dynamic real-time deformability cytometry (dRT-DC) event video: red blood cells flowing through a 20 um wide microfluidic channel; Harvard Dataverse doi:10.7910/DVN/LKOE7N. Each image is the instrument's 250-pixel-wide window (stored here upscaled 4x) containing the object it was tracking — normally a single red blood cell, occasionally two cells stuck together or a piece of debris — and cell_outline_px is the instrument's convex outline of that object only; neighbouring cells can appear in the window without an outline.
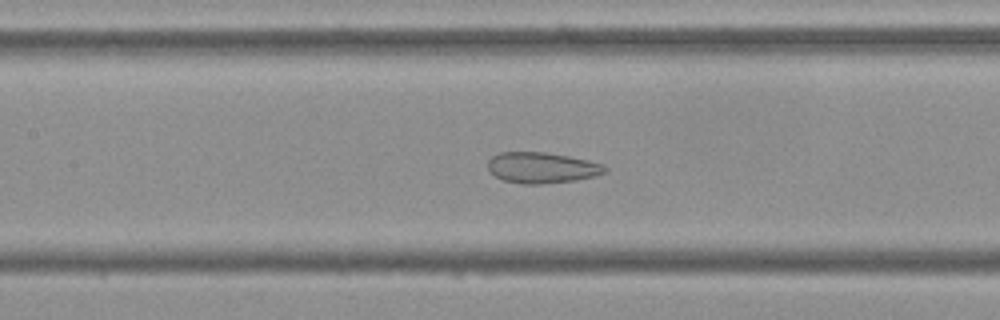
{"species": "Egyptian fruit bat (a non-hibernating species)", "species_latin": "Rousettus aegyptiacus", "temperature_condition": "cold", "stored_images_in_passage": 44, "camera_frame_rate_fps": 3000, "um_per_image_px": 0.085, "frame": {"image": 1, "passage_image": 24, "time_ms": 7.667, "image_size_px": [1000, 320], "cell_outline_px": [[608, 172], [596, 176], [576, 180], [540, 184], [520, 184], [504, 180], [488, 172], [488, 160], [492, 156], [500, 152], [544, 152], [568, 156], [588, 160], [604, 164], [608, 168]], "centroid_in_image_um": [46.08, 14.26], "position_along_channel_um": 161.3, "area_um2": 21.27}}
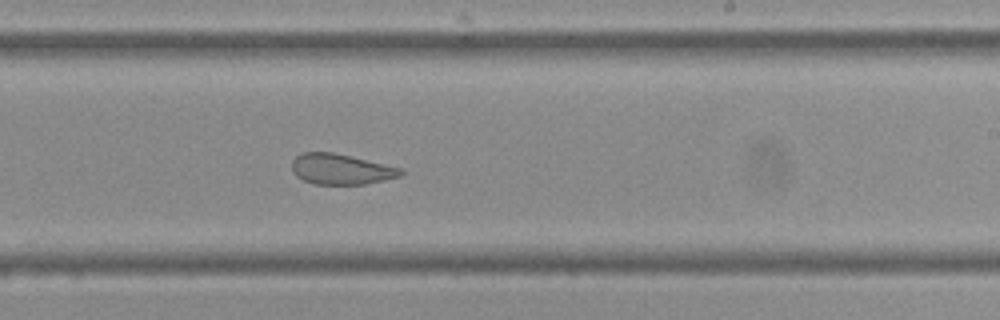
{"frame": {"image": 2, "passage_image": 32, "time_ms": 10.333, "image_size_px": [1000, 320], "cell_outline_px": [[404, 176], [364, 184], [312, 184], [296, 176], [292, 172], [292, 160], [300, 152], [332, 152], [404, 168]], "centroid_in_image_um": [29.0, 14.38], "position_along_channel_um": 260.0, "area_um2": 19.59}}
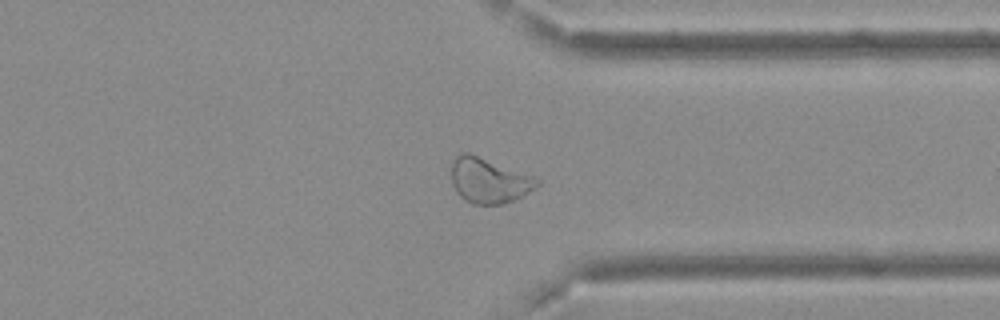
{"frame": {"image": 3, "passage_image": 41, "time_ms": 13.333, "image_size_px": [1000, 320], "cell_outline_px": [[540, 184], [520, 196], [512, 200], [500, 204], [472, 204], [464, 200], [456, 192], [452, 184], [452, 160], [456, 156], [464, 152], [468, 152], [532, 176], [540, 180]], "centroid_in_image_um": [41.5, 15.34], "position_along_channel_um": 369.9, "area_um2": 22.14}}